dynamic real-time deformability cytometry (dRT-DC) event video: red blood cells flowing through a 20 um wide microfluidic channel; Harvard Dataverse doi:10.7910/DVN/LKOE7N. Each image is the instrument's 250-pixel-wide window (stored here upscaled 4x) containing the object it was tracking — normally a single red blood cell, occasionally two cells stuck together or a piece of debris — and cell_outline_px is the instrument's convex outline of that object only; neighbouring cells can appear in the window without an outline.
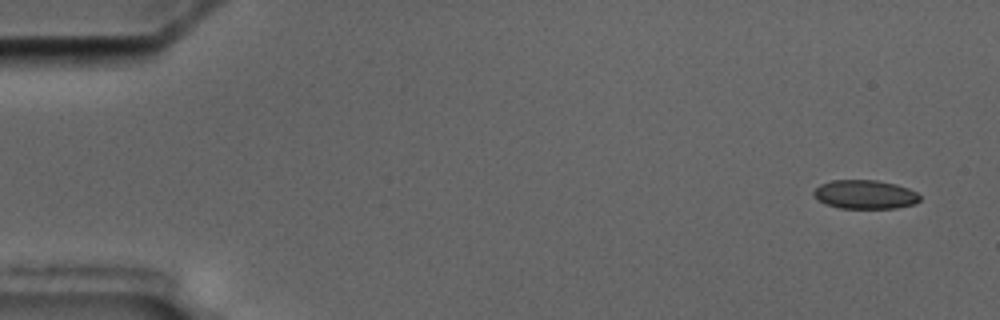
{"species": "common noctule bat (a hibernating species)", "species_latin": "Nyctalus noctula", "temperature_condition": "cold", "stored_images_in_passage": 5, "camera_frame_rate_fps": 3000, "um_per_image_px": 0.085, "animal": {"sex": "male", "body_mass_g": 17.5, "forearm_length_mm": 52.3}, "frame": {"image": 1, "passage_image": 1, "time_ms": 0.0, "image_size_px": [1000, 320], "cell_outline_px": [[920, 200], [916, 204], [896, 208], [840, 208], [816, 200], [812, 192], [820, 184], [832, 180], [876, 180], [896, 184], [908, 188], [916, 192], [920, 196]], "centroid_in_image_um": [73.53, 16.53], "position_along_channel_um": 11.5, "area_um2": 17.92}}
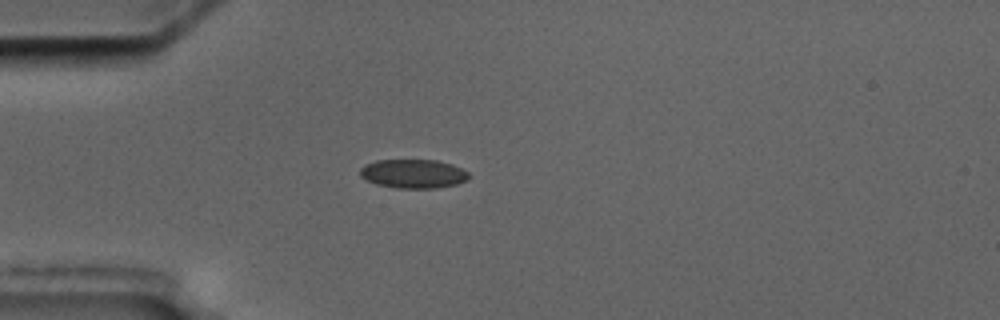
{"frame": {"image": 2, "passage_image": 5, "time_ms": 4.333, "image_size_px": [1000, 320], "cell_outline_px": [[472, 176], [468, 180], [456, 184], [436, 188], [400, 188], [376, 184], [360, 176], [360, 168], [364, 164], [376, 160], [436, 160], [452, 164], [468, 172]], "centroid_in_image_um": [35.15, 14.76], "position_along_channel_um": 49.9, "area_um2": 18.38}}